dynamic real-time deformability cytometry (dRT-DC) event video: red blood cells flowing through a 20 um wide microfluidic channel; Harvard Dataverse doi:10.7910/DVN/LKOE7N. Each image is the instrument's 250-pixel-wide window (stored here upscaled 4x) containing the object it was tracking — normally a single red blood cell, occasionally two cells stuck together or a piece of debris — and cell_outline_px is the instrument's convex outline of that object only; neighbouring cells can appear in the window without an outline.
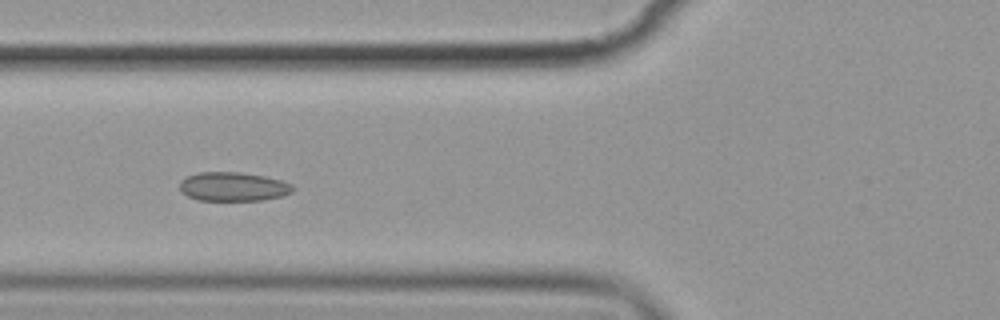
{"species": "common noctule bat (a hibernating species)", "species_latin": "Nyctalus noctula", "temperature_condition": "cold", "stored_images_in_passage": 7, "camera_frame_rate_fps": 3000, "um_per_image_px": 0.085, "animal": {"sex": "female", "body_mass_g": 19.9}, "frame": {"image": 1, "passage_image": 7, "time_ms": 7.0, "image_size_px": [1000, 320], "cell_outline_px": [[296, 188], [292, 192], [284, 196], [264, 200], [196, 200], [180, 192], [180, 180], [184, 176], [200, 172], [240, 172], [264, 176], [280, 180], [292, 184]], "centroid_in_image_um": [19.81, 15.86], "position_along_channel_um": 106.0, "area_um2": 19.36}}